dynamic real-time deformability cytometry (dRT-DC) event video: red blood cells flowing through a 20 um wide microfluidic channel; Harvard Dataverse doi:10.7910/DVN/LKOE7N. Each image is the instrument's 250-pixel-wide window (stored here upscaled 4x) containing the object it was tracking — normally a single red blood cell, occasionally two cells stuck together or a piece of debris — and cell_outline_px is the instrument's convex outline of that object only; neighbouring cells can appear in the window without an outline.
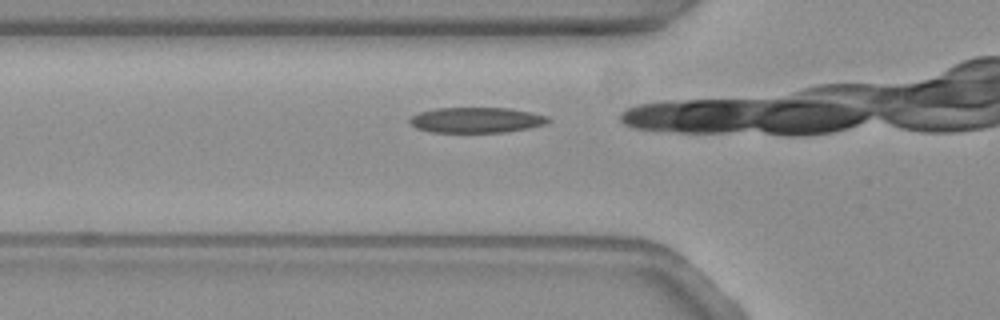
{"species": "common noctule bat (a hibernating species)", "species_latin": "Nyctalus noctula", "temperature_condition": "warm", "stored_images_in_passage": 10, "camera_frame_rate_fps": 3000, "um_per_image_px": 0.085, "animal": {"sex": "female", "body_mass_g": 19.3, "forearm_length_mm": 54.1}, "frame": {"image": 1, "passage_image": 2, "time_ms": 0.333, "image_size_px": [1000, 320], "cell_outline_px": [[552, 120], [548, 124], [528, 128], [504, 132], [432, 132], [416, 128], [408, 120], [412, 116], [420, 112], [436, 108], [508, 108], [532, 112], [548, 116]], "centroid_in_image_um": [40.54, 10.2], "position_along_channel_um": 85.3, "area_um2": 20.58}}